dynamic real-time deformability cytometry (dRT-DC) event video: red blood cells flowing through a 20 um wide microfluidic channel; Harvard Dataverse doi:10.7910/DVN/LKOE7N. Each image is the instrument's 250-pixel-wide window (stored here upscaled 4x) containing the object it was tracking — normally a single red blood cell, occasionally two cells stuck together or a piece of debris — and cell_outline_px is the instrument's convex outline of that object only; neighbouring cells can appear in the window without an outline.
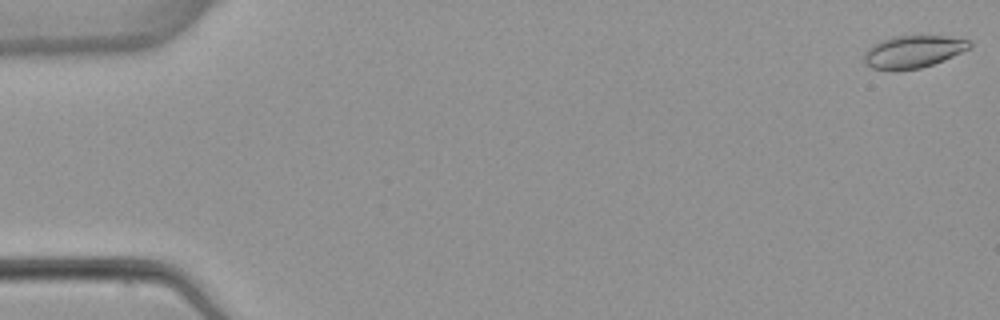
{"species": "common noctule bat (a hibernating species)", "species_latin": "Nyctalus noctula", "temperature_condition": "warm", "stored_images_in_passage": 3, "camera_frame_rate_fps": 3000, "um_per_image_px": 0.085, "animal": {"sex": "female", "body_mass_g": 22.7, "forearm_length_mm": 54.2}, "frame": {"image": 1, "passage_image": 1, "time_ms": 0.0, "image_size_px": [1000, 320], "cell_outline_px": [[972, 48], [944, 60], [920, 68], [896, 72], [872, 68], [864, 64], [864, 52], [872, 44], [892, 36], [944, 36], [972, 40]], "centroid_in_image_um": [77.61, 4.41], "position_along_channel_um": 7.4, "area_um2": 20.35}}